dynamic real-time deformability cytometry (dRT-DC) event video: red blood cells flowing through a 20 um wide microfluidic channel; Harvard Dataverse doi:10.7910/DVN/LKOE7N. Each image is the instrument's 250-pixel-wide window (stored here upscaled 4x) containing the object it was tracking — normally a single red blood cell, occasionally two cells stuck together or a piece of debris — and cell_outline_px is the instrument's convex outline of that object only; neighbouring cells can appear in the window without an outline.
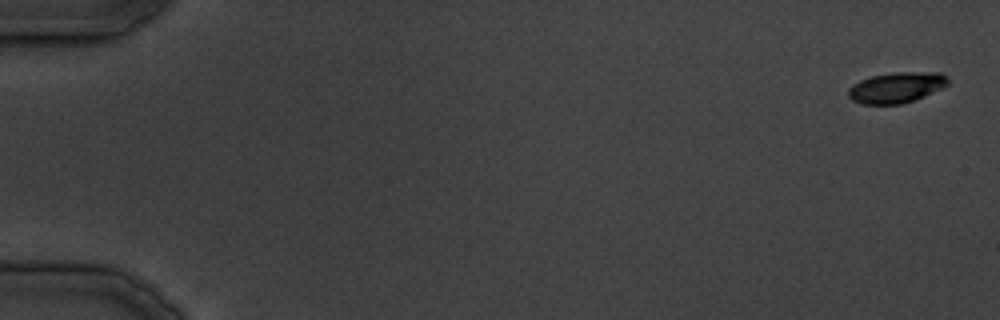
{"species": "common noctule bat (a hibernating species)", "species_latin": "Nyctalus noctula", "temperature_condition": "cold", "stored_images_in_passage": 38, "camera_frame_rate_fps": 3000, "um_per_image_px": 0.085, "animal": {"sex": "male", "body_mass_g": 19.5, "forearm_length_mm": 54.6}, "frame": {"image": 1, "passage_image": 1, "time_ms": 0.0, "image_size_px": [1000, 320], "cell_outline_px": [[948, 84], [924, 96], [900, 104], [864, 104], [852, 100], [848, 96], [848, 88], [852, 84], [860, 80], [872, 76], [896, 72], [940, 72], [948, 80]], "centroid_in_image_um": [76.15, 7.43], "position_along_channel_um": 8.8, "area_um2": 17.57}}
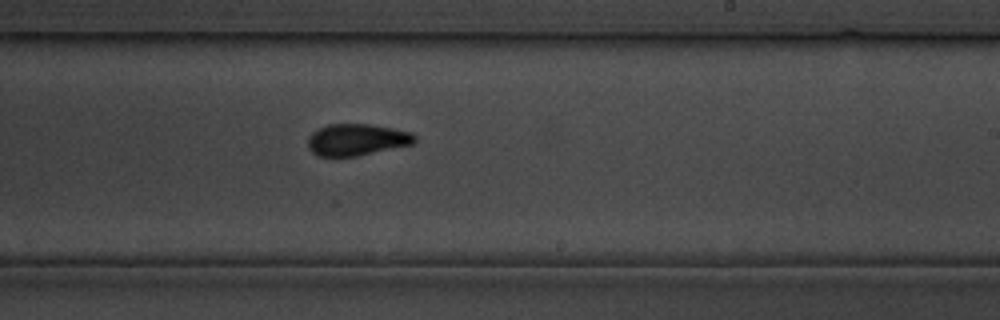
{"frame": {"image": 2, "passage_image": 23, "time_ms": 27.0, "image_size_px": [1000, 320], "cell_outline_px": [[416, 140], [412, 144], [356, 156], [316, 156], [308, 148], [308, 136], [312, 132], [328, 124], [368, 124], [392, 128], [412, 132], [416, 136]], "centroid_in_image_um": [30.3, 11.87], "position_along_channel_um": 258.7, "area_um2": 19.65}}
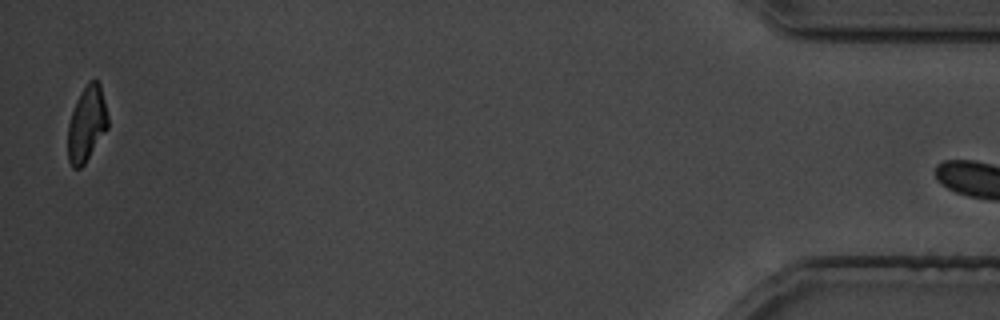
{"frame": {"image": 3, "passage_image": 37, "time_ms": 43.667, "image_size_px": [1000, 320], "cell_outline_px": [[108, 128], [84, 164], [80, 168], [72, 168], [68, 160], [68, 124], [76, 100], [88, 80], [96, 80], [100, 84], [108, 116]], "centroid_in_image_um": [7.37, 10.53], "position_along_channel_um": 427.8, "area_um2": 17.51}}